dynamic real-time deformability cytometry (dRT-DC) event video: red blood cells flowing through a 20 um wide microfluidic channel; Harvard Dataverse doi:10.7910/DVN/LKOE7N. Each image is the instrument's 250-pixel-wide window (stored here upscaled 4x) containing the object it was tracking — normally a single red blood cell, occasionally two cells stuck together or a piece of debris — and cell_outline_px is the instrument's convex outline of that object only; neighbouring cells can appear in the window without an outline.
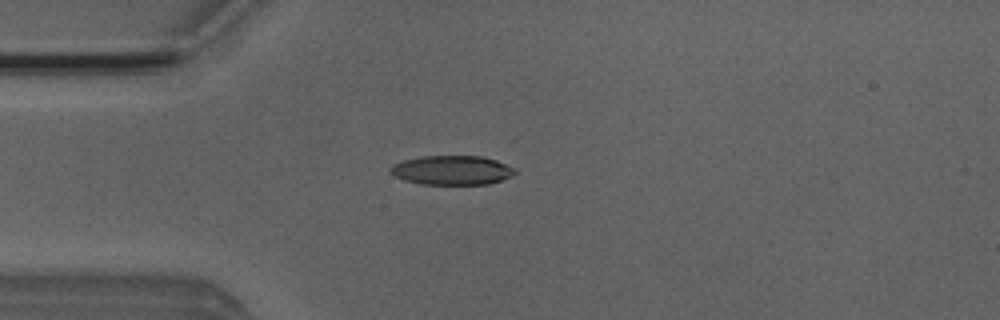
{"species": "Egyptian fruit bat (a non-hibernating species)", "species_latin": "Rousettus aegyptiacus", "temperature_condition": "room temperature", "stored_images_in_passage": 4, "camera_frame_rate_fps": 3000, "um_per_image_px": 0.085, "animal": {"sex": "male"}, "frame": {"image": 1, "passage_image": 4, "time_ms": 3.333, "image_size_px": [1000, 320], "cell_outline_px": [[516, 172], [500, 180], [488, 184], [420, 184], [404, 180], [396, 176], [388, 168], [392, 164], [404, 160], [420, 156], [480, 156], [496, 160], [516, 168]], "centroid_in_image_um": [38.39, 14.46], "position_along_channel_um": 46.6, "area_um2": 21.1}}